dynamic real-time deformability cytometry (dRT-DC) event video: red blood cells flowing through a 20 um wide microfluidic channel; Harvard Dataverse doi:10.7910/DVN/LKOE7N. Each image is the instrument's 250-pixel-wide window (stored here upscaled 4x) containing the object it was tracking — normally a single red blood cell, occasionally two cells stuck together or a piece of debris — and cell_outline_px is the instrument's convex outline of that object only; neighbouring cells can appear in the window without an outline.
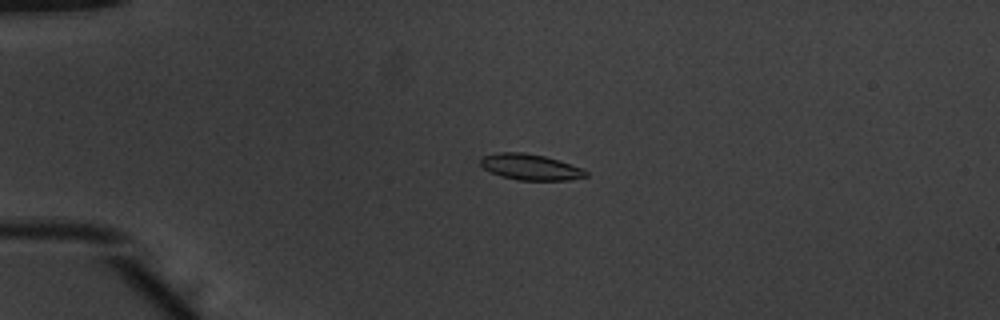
{"species": "common noctule bat (a hibernating species)", "species_latin": "Nyctalus noctula", "temperature_condition": "warm", "stored_images_in_passage": 51, "camera_frame_rate_fps": 3000, "um_per_image_px": 0.085, "animal": {"sex": "male", "body_mass_g": 20.1, "forearm_length_mm": 53.5}, "frame": {"image": 1, "passage_image": 12, "time_ms": 3.667, "image_size_px": [1000, 320], "cell_outline_px": [[588, 176], [568, 180], [520, 180], [500, 176], [484, 168], [480, 164], [480, 160], [484, 156], [500, 152], [524, 152], [544, 156], [560, 160], [580, 168], [588, 172]], "centroid_in_image_um": [45.09, 14.19], "position_along_channel_um": 39.9, "area_um2": 15.78}}
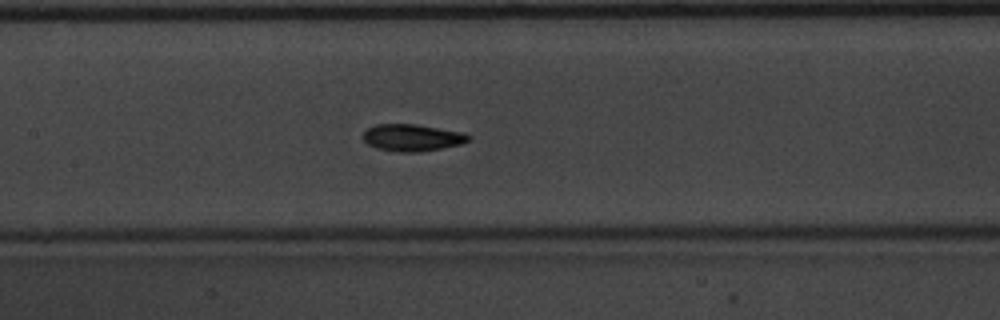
{"frame": {"image": 2, "passage_image": 25, "time_ms": 8.0, "image_size_px": [1000, 320], "cell_outline_px": [[472, 136], [468, 140], [460, 144], [440, 148], [416, 152], [400, 152], [376, 148], [368, 144], [364, 140], [364, 132], [368, 128], [376, 124], [416, 124], [464, 132]], "centroid_in_image_um": [35.04, 11.69], "position_along_channel_um": 172.4, "area_um2": 16.42}}
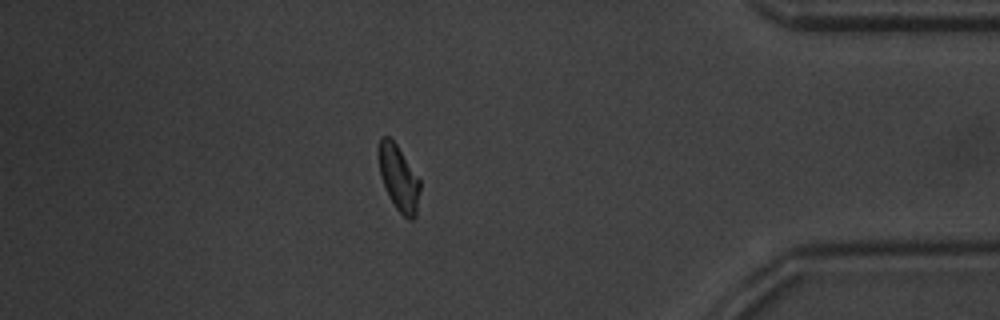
{"frame": {"image": 3, "passage_image": 45, "time_ms": 14.667, "image_size_px": [1000, 320], "cell_outline_px": [[420, 188], [416, 216], [412, 220], [408, 220], [396, 208], [388, 196], [380, 172], [376, 156], [376, 148], [380, 136], [388, 136], [396, 144], [420, 180]], "centroid_in_image_um": [33.85, 15.1], "position_along_channel_um": 401.4, "area_um2": 15.95}, "authors_computed_cell_mechanics": {"area_um2": 15.8372, "velocity_mm_per_s": 3.9194, "shape_relaxation_time_tau1_ms": 2.7975, "shape_relaxation_time_tau2_ms": 2.7932, "deformation_change_tau1": 0.1093, "deformation_change_tau2": 0.0761}}